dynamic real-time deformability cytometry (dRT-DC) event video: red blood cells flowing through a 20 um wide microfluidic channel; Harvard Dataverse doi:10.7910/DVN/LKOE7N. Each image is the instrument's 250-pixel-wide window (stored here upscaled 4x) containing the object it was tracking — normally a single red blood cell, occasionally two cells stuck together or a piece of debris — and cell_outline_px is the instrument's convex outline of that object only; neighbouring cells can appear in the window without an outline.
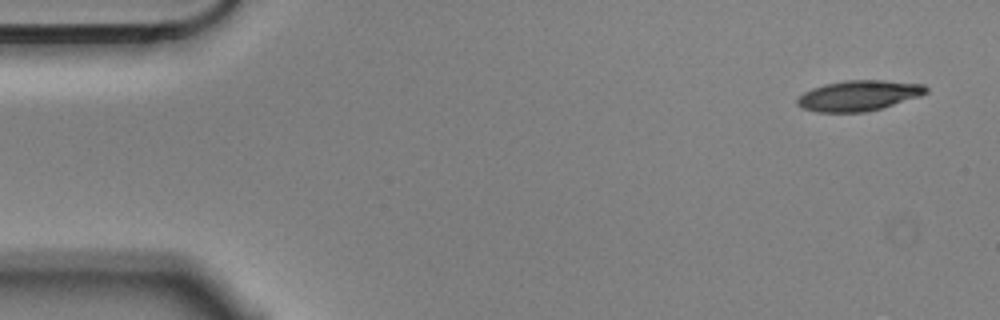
{"species": "Egyptian fruit bat (a non-hibernating species)", "species_latin": "Rousettus aegyptiacus", "temperature_condition": "cold", "stored_images_in_passage": 7, "camera_frame_rate_fps": 3000, "um_per_image_px": 0.085, "animal": {"sex": "male"}, "frame": {"image": 1, "passage_image": 1, "time_ms": 0.0, "image_size_px": [1000, 320], "cell_outline_px": [[928, 92], [920, 96], [880, 108], [864, 112], [816, 112], [800, 108], [796, 104], [796, 100], [804, 92], [812, 88], [824, 84], [844, 80], [884, 80], [924, 84], [928, 88]], "centroid_in_image_um": [72.96, 8.12], "position_along_channel_um": 12.0, "area_um2": 22.89}}
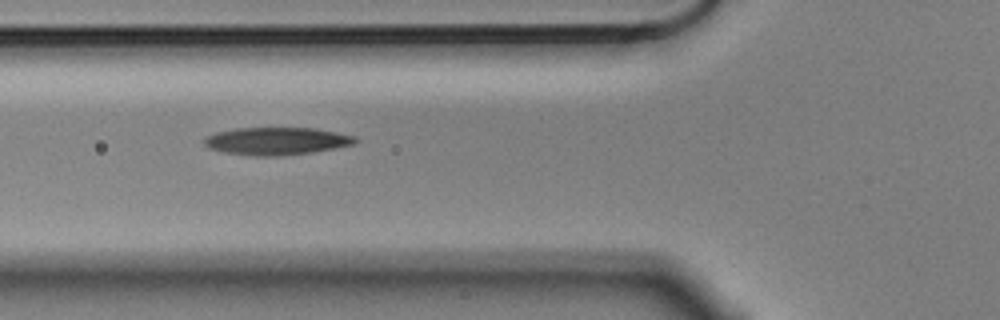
{"frame": {"image": 2, "passage_image": 6, "time_ms": 1.667, "image_size_px": [1000, 320], "cell_outline_px": [[360, 140], [356, 144], [312, 152], [280, 156], [256, 156], [224, 152], [208, 148], [204, 144], [204, 136], [216, 132], [236, 128], [316, 128], [356, 136]], "centroid_in_image_um": [23.52, 11.99], "position_along_channel_um": 102.3, "area_um2": 24.45}}
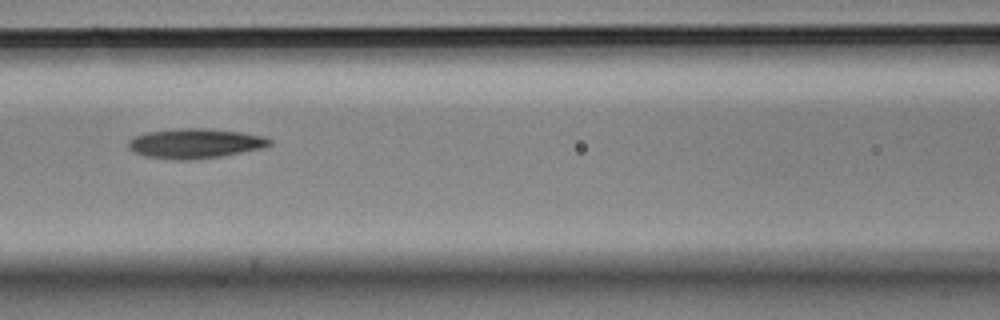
{"frame": {"image": 3, "passage_image": 7, "time_ms": 2.0, "image_size_px": [1000, 320], "cell_outline_px": [[272, 144], [260, 148], [220, 156], [196, 160], [172, 160], [144, 156], [132, 152], [128, 148], [128, 140], [136, 136], [148, 132], [180, 128], [204, 128], [240, 132], [264, 136], [272, 140]], "centroid_in_image_um": [16.54, 12.2], "position_along_channel_um": 150.1, "area_um2": 24.51}}